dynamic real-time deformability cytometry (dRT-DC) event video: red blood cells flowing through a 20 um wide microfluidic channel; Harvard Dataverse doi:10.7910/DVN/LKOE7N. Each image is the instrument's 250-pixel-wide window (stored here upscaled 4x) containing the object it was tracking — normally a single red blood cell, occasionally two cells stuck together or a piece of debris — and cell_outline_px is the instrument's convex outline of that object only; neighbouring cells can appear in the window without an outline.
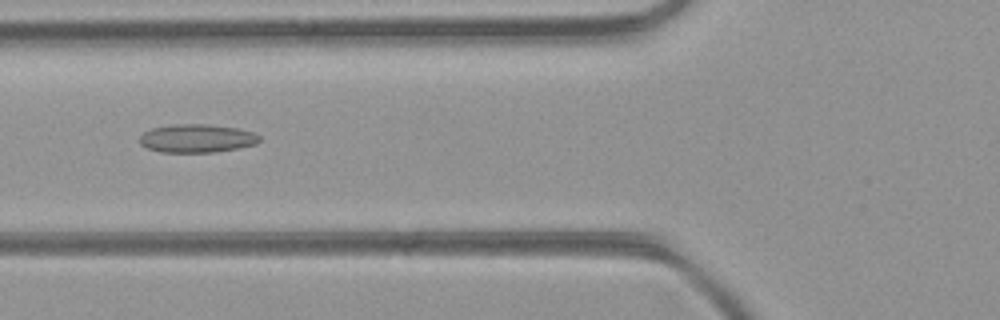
{"species": "common noctule bat (a hibernating species)", "species_latin": "Nyctalus noctula", "temperature_condition": "room temperature", "stored_images_in_passage": 34, "camera_frame_rate_fps": 3000, "um_per_image_px": 0.085, "animal": {"sex": "female", "body_mass_g": 21.9}, "frame": {"image": 1, "passage_image": 5, "time_ms": 1.333, "image_size_px": [1000, 320], "cell_outline_px": [[260, 140], [256, 144], [236, 148], [212, 152], [160, 152], [148, 148], [140, 144], [140, 136], [144, 132], [152, 128], [172, 124], [204, 124], [236, 128], [252, 132], [260, 136]], "centroid_in_image_um": [16.71, 11.76], "position_along_channel_um": 109.1, "area_um2": 19.59}}
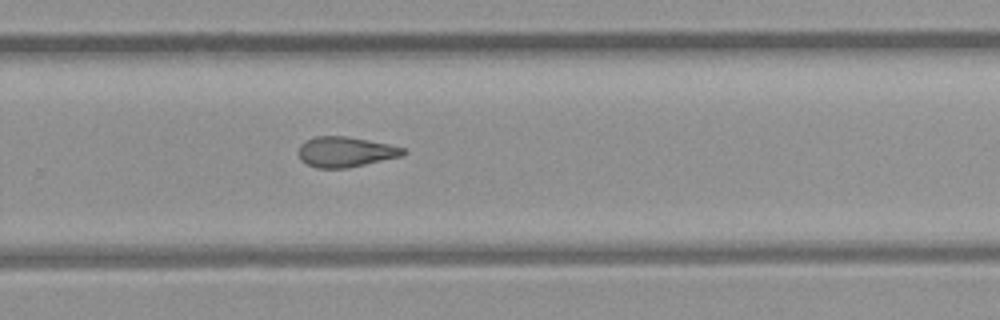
{"frame": {"image": 2, "passage_image": 18, "time_ms": 5.667, "image_size_px": [1000, 320], "cell_outline_px": [[408, 152], [404, 156], [344, 168], [316, 168], [300, 160], [300, 144], [304, 140], [316, 136], [344, 136], [368, 140], [388, 144], [404, 148]], "centroid_in_image_um": [29.38, 12.9], "position_along_channel_um": 300.4, "area_um2": 18.38}}
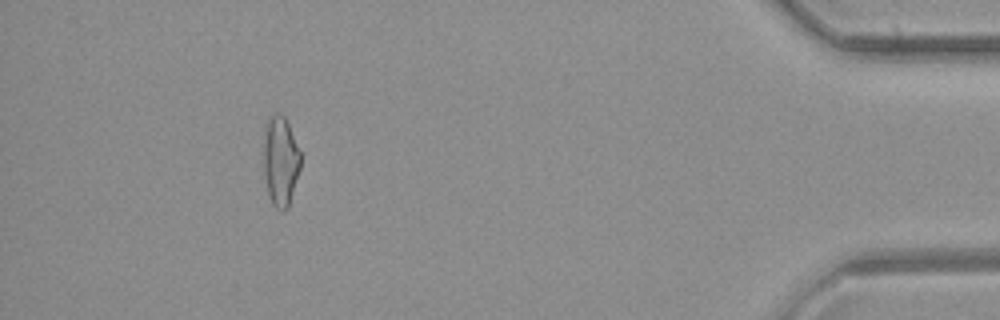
{"frame": {"image": 3, "passage_image": 30, "time_ms": 9.667, "image_size_px": [1000, 320], "cell_outline_px": [[300, 168], [288, 208], [284, 212], [276, 208], [272, 204], [268, 192], [264, 172], [264, 132], [268, 116], [272, 112], [276, 112], [284, 116], [288, 124], [300, 152]], "centroid_in_image_um": [23.83, 13.67], "position_along_channel_um": 411.4, "area_um2": 19.31}, "authors_computed_cell_mechanics": {"area_um2": 18.6405, "velocity_mm_per_s": 4.4145, "shape_relaxation_time_tau1_ms": null, "shape_relaxation_time_tau2_ms": 4.8625, "deformation_change_tau1": null, "deformation_change_tau2": 0.1463}}